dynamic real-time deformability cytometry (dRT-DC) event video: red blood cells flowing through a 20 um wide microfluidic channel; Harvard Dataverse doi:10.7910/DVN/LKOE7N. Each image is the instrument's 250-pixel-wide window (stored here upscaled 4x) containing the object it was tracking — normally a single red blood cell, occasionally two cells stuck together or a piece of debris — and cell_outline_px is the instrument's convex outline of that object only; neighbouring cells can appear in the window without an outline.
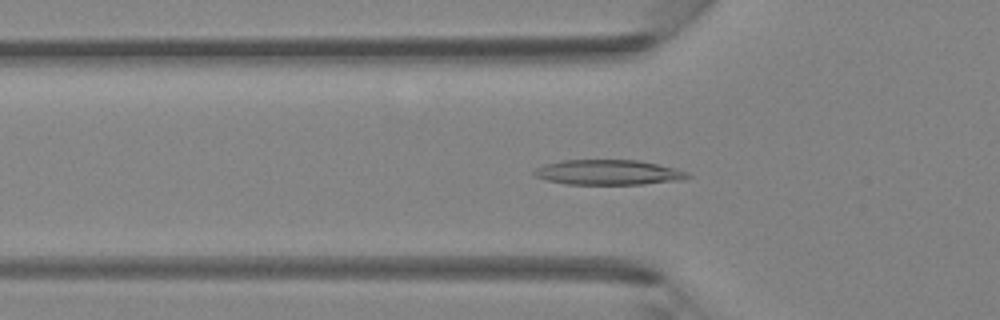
{"species": "Egyptian fruit bat (a non-hibernating species)", "species_latin": "Rousettus aegyptiacus", "temperature_condition": "room temperature", "stored_images_in_passage": 33, "camera_frame_rate_fps": 3000, "um_per_image_px": 0.085, "animal": {"sex": "female"}, "frame": {"image": 1, "passage_image": 3, "time_ms": 0.667, "image_size_px": [1000, 320], "cell_outline_px": [[692, 176], [684, 180], [644, 184], [568, 184], [548, 180], [532, 176], [532, 172], [536, 168], [544, 164], [560, 160], [636, 160], [676, 168], [688, 172]], "centroid_in_image_um": [51.71, 14.65], "position_along_channel_um": 74.1, "area_um2": 22.54}}
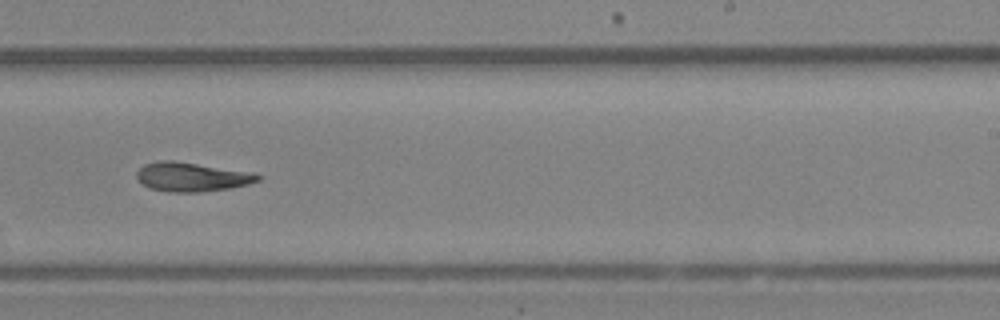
{"frame": {"image": 2, "passage_image": 16, "time_ms": 5.0, "image_size_px": [1000, 320], "cell_outline_px": [[260, 180], [248, 184], [228, 188], [200, 192], [168, 192], [152, 188], [144, 184], [136, 176], [136, 172], [144, 164], [160, 160], [176, 160], [252, 172], [260, 176]], "centroid_in_image_um": [16.3, 15.02], "position_along_channel_um": 272.7, "area_um2": 20.46}}
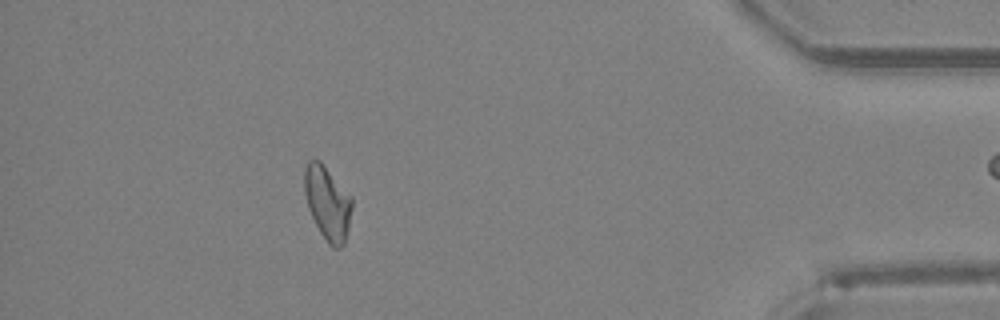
{"frame": {"image": 3, "passage_image": 28, "time_ms": 9.0, "image_size_px": [1000, 320], "cell_outline_px": [[352, 208], [348, 228], [344, 244], [340, 248], [332, 248], [328, 244], [320, 232], [308, 208], [304, 192], [304, 168], [308, 160], [320, 160], [352, 196]], "centroid_in_image_um": [27.84, 17.24], "position_along_channel_um": 407.4, "area_um2": 20.52}}